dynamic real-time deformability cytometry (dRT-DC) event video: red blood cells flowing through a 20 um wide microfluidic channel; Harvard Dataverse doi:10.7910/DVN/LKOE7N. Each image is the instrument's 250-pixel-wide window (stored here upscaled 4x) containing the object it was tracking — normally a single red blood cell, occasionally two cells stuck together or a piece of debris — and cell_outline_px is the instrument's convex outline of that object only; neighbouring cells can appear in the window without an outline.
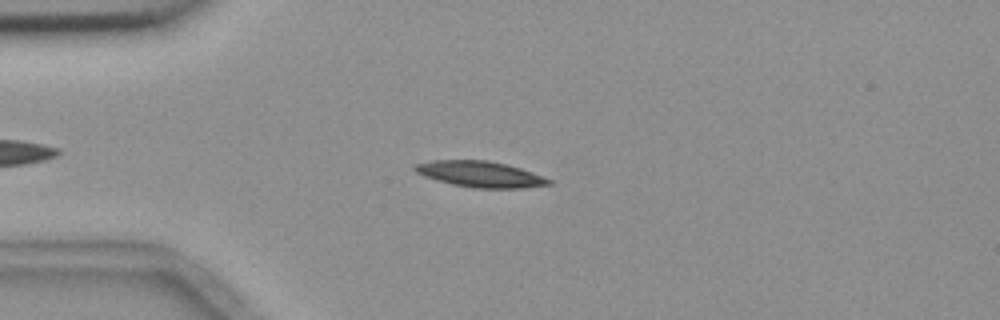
{"species": "common noctule bat (a hibernating species)", "species_latin": "Nyctalus noctula", "temperature_condition": "room temperature", "stored_images_in_passage": 6, "camera_frame_rate_fps": 3000, "um_per_image_px": 0.085, "animal": {"sex": "female", "body_mass_g": 18.4}, "frame": {"image": 1, "passage_image": 3, "time_ms": 2.333, "image_size_px": [1000, 320], "cell_outline_px": [[552, 184], [524, 188], [472, 188], [452, 184], [436, 180], [424, 176], [416, 172], [412, 168], [416, 164], [432, 160], [488, 160], [520, 168], [532, 172], [552, 180]], "centroid_in_image_um": [40.81, 14.81], "position_along_channel_um": 44.2, "area_um2": 20.23}}
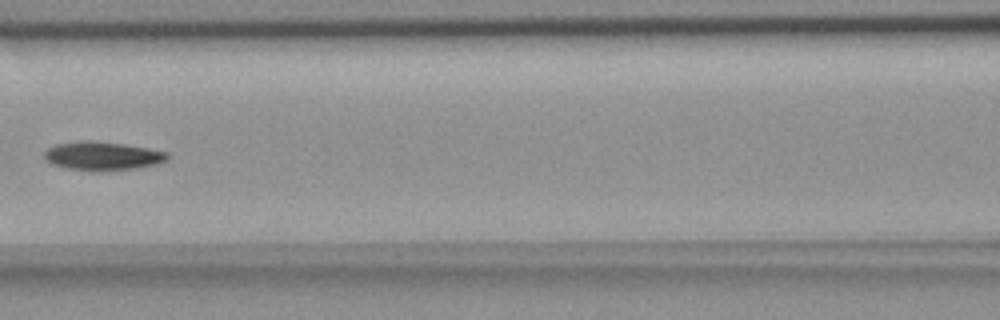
{"frame": {"image": 2, "passage_image": 6, "time_ms": 6.0, "image_size_px": [1000, 320], "cell_outline_px": [[168, 160], [160, 164], [136, 168], [96, 172], [92, 172], [68, 168], [52, 164], [44, 160], [44, 152], [48, 148], [56, 144], [80, 140], [88, 140], [124, 144], [148, 148], [168, 152]], "centroid_in_image_um": [8.71, 13.26], "position_along_channel_um": 157.9, "area_um2": 20.87}}